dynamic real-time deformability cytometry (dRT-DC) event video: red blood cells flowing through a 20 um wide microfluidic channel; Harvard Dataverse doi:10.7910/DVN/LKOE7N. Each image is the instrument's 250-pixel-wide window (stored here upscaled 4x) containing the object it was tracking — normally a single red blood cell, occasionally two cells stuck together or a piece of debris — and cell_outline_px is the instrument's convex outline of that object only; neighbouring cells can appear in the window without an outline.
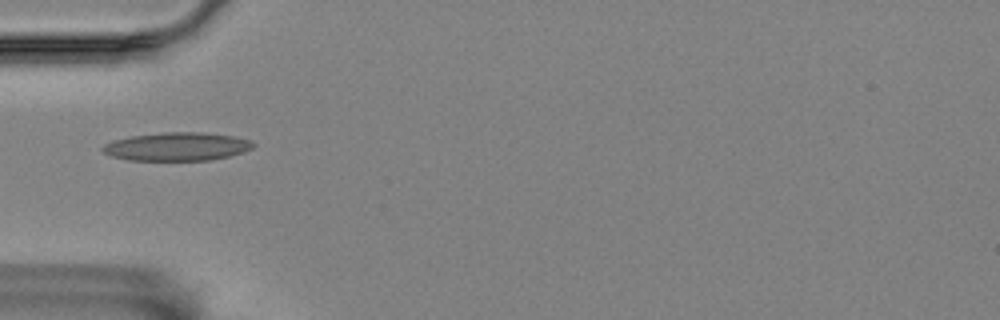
{"species": "Egyptian fruit bat (a non-hibernating species)", "species_latin": "Rousettus aegyptiacus", "temperature_condition": "room temperature", "stored_images_in_passage": 3, "camera_frame_rate_fps": 3000, "um_per_image_px": 0.085, "animal": {"sex": "female"}, "frame": {"image": 1, "passage_image": 1, "time_ms": 0.0, "image_size_px": [1000, 320], "cell_outline_px": [[256, 144], [252, 148], [244, 152], [228, 156], [208, 160], [128, 160], [112, 156], [104, 152], [100, 148], [104, 144], [112, 140], [132, 136], [164, 132], [200, 132], [232, 136], [248, 140]], "centroid_in_image_um": [15.01, 12.46], "position_along_channel_um": 70.0, "area_um2": 24.68}}
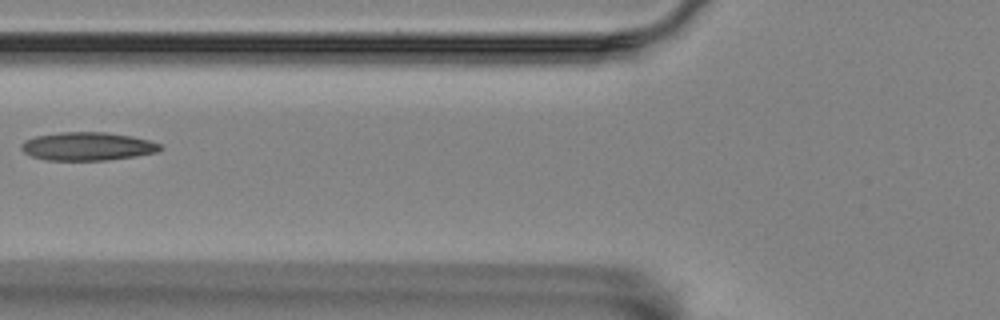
{"frame": {"image": 2, "passage_image": 2, "time_ms": 0.333, "image_size_px": [1000, 320], "cell_outline_px": [[164, 148], [156, 152], [136, 156], [108, 160], [48, 160], [32, 156], [24, 152], [20, 148], [20, 144], [24, 140], [36, 136], [60, 132], [104, 132], [132, 136], [148, 140], [160, 144]], "centroid_in_image_um": [7.43, 12.44], "position_along_channel_um": 118.4, "area_um2": 22.89}}
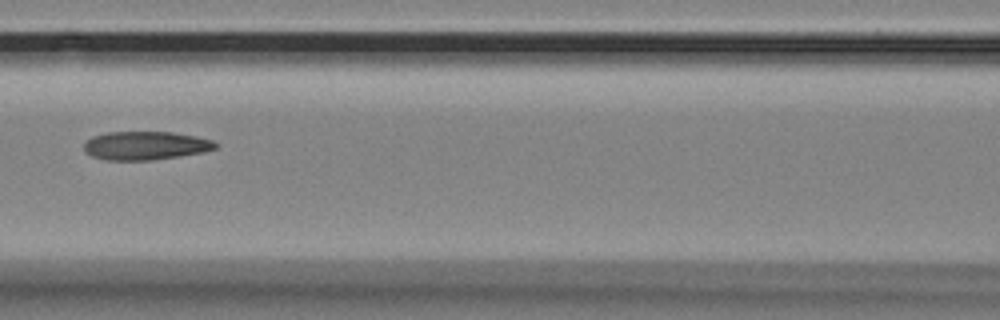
{"frame": {"image": 3, "passage_image": 3, "time_ms": 0.667, "image_size_px": [1000, 320], "cell_outline_px": [[216, 148], [204, 152], [180, 156], [152, 160], [104, 160], [92, 156], [84, 152], [84, 140], [92, 136], [108, 132], [172, 132], [196, 136], [212, 140], [216, 144]], "centroid_in_image_um": [12.32, 12.38], "position_along_channel_um": 154.3, "area_um2": 21.96}}